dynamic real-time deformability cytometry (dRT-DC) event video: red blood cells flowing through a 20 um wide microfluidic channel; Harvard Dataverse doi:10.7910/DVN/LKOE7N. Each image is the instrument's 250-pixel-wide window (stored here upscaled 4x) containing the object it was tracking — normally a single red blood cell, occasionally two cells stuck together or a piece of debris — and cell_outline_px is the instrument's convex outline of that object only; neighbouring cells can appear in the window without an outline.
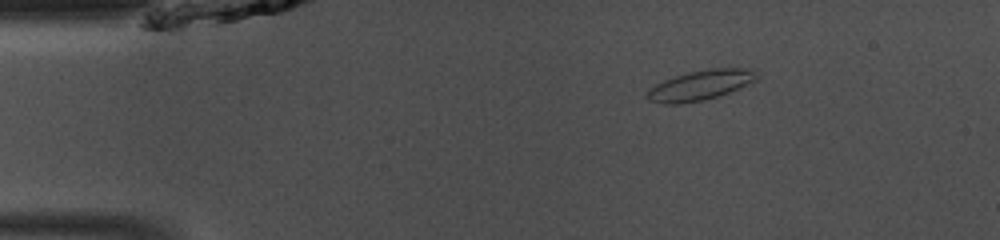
{"species": "common noctule bat (a hibernating species)", "species_latin": "Nyctalus noctula", "temperature_condition": "room temperature", "stored_images_in_passage": 41, "camera_frame_rate_fps": 3000, "um_per_image_px": 0.085, "animal": {"sex": "male", "body_mass_g": 13.0, "forearm_length_mm": 53.1}, "frame": {"image": 1, "passage_image": 1, "time_ms": 0.0, "image_size_px": [1000, 240], "cell_outline_px": [[760, 76], [756, 80], [728, 92], [704, 100], [676, 104], [664, 104], [648, 100], [644, 96], [656, 84], [664, 80], [688, 72], [712, 68], [752, 68]], "centroid_in_image_um": [59.54, 7.23], "position_along_channel_um": 25.5, "area_um2": 18.9}}
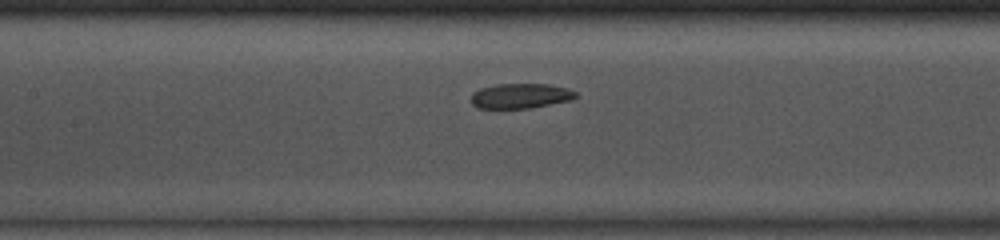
{"frame": {"image": 2, "passage_image": 15, "time_ms": 4.667, "image_size_px": [1000, 240], "cell_outline_px": [[576, 96], [572, 100], [532, 108], [480, 108], [472, 104], [472, 92], [480, 88], [496, 84], [548, 84], [568, 88], [576, 92]], "centroid_in_image_um": [44.26, 8.15], "position_along_channel_um": 163.1, "area_um2": 15.26}}
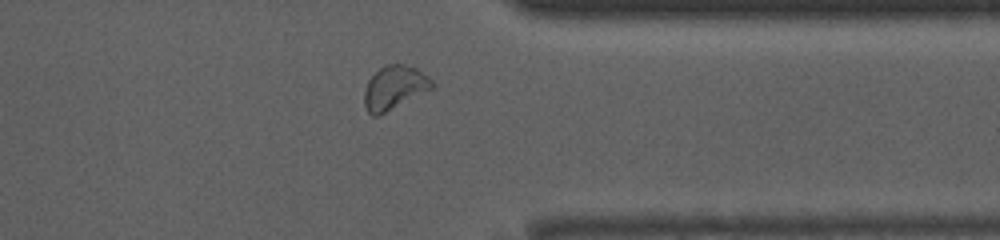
{"frame": {"image": 3, "passage_image": 31, "time_ms": 10.0, "image_size_px": [1000, 240], "cell_outline_px": [[436, 88], [380, 116], [372, 116], [368, 112], [364, 104], [364, 92], [368, 80], [384, 64], [404, 64], [416, 68], [428, 76], [436, 84]], "centroid_in_image_um": [33.57, 7.47], "position_along_channel_um": 377.8, "area_um2": 17.74}, "authors_computed_cell_mechanics": {"area_um2": 16.2996, "velocity_mm_per_s": 4.1057, "shape_relaxation_time_tau1_ms": null, "shape_relaxation_time_tau2_ms": 3.1717, "deformation_change_tau1": null, "deformation_change_tau2": 0.0874}}